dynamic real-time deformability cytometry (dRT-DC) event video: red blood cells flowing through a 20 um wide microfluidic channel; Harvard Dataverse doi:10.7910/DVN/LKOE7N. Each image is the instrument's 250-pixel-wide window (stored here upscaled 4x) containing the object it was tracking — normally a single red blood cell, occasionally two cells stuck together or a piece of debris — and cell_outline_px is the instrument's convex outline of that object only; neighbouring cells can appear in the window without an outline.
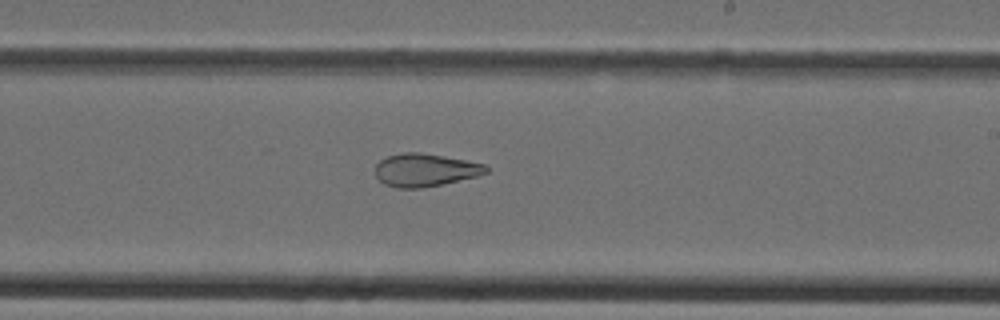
{"species": "Egyptian fruit bat (a non-hibernating species)", "species_latin": "Rousettus aegyptiacus", "temperature_condition": "cold", "stored_images_in_passage": 39, "camera_frame_rate_fps": 3000, "um_per_image_px": 0.085, "animal": {"sex": "female"}, "frame": {"image": 1, "passage_image": 23, "time_ms": 7.333, "image_size_px": [1000, 320], "cell_outline_px": [[488, 172], [476, 176], [440, 184], [420, 188], [396, 188], [384, 184], [376, 176], [376, 164], [380, 160], [388, 156], [404, 152], [420, 152], [444, 156], [484, 164], [488, 168]], "centroid_in_image_um": [36.1, 14.45], "position_along_channel_um": 252.9, "area_um2": 20.98}}